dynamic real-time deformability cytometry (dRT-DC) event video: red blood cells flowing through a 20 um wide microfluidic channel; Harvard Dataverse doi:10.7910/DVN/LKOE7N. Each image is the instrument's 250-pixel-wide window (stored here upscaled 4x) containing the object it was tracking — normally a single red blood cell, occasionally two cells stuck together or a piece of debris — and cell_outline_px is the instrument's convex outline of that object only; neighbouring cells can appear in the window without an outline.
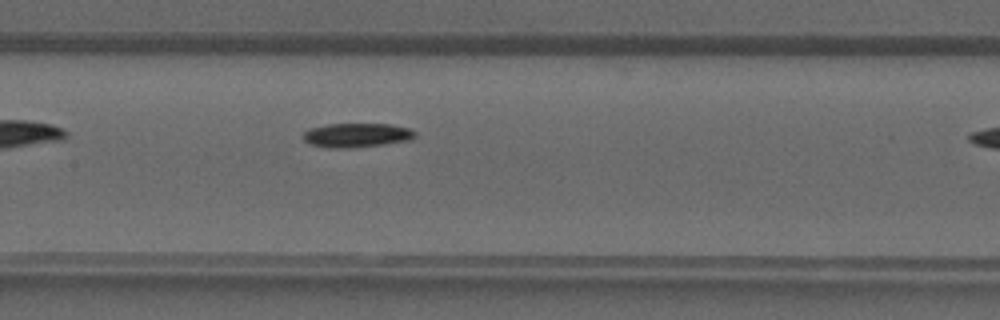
{"species": "common noctule bat (a hibernating species)", "species_latin": "Nyctalus noctula", "temperature_condition": "warm", "stored_images_in_passage": 8, "camera_frame_rate_fps": 3000, "um_per_image_px": 0.085, "animal": {"sex": "male", "forearm_length_mm": 52.5}, "frame": {"image": 1, "passage_image": 7, "time_ms": 2.0, "image_size_px": [1000, 320], "cell_outline_px": [[416, 136], [412, 140], [384, 144], [348, 148], [328, 148], [308, 144], [304, 140], [304, 132], [308, 128], [328, 124], [392, 124], [408, 128], [416, 132]], "centroid_in_image_um": [30.32, 11.49], "position_along_channel_um": 177.1, "area_um2": 15.9}}